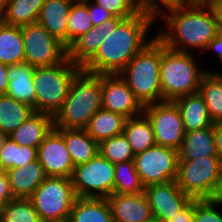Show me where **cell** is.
Wrapping results in <instances>:
<instances>
[{
    "label": "cell",
    "mask_w": 222,
    "mask_h": 222,
    "mask_svg": "<svg viewBox=\"0 0 222 222\" xmlns=\"http://www.w3.org/2000/svg\"><path fill=\"white\" fill-rule=\"evenodd\" d=\"M155 19L143 12L129 18L115 17L95 26L100 30V42L96 53L81 67L83 71L102 75L119 74L148 42V29ZM145 41V42H144Z\"/></svg>",
    "instance_id": "1"
},
{
    "label": "cell",
    "mask_w": 222,
    "mask_h": 222,
    "mask_svg": "<svg viewBox=\"0 0 222 222\" xmlns=\"http://www.w3.org/2000/svg\"><path fill=\"white\" fill-rule=\"evenodd\" d=\"M166 11L168 15L164 13L162 18L170 29L156 37L172 50L189 52V47L205 51L219 31L215 15L209 5L185 4Z\"/></svg>",
    "instance_id": "2"
},
{
    "label": "cell",
    "mask_w": 222,
    "mask_h": 222,
    "mask_svg": "<svg viewBox=\"0 0 222 222\" xmlns=\"http://www.w3.org/2000/svg\"><path fill=\"white\" fill-rule=\"evenodd\" d=\"M102 108L101 75L81 71L73 80L62 108L53 117L56 129H85Z\"/></svg>",
    "instance_id": "3"
},
{
    "label": "cell",
    "mask_w": 222,
    "mask_h": 222,
    "mask_svg": "<svg viewBox=\"0 0 222 222\" xmlns=\"http://www.w3.org/2000/svg\"><path fill=\"white\" fill-rule=\"evenodd\" d=\"M160 65L161 41L155 36L119 73L143 106L162 102Z\"/></svg>",
    "instance_id": "4"
},
{
    "label": "cell",
    "mask_w": 222,
    "mask_h": 222,
    "mask_svg": "<svg viewBox=\"0 0 222 222\" xmlns=\"http://www.w3.org/2000/svg\"><path fill=\"white\" fill-rule=\"evenodd\" d=\"M193 58L189 52L172 50L161 42L162 102L198 92L201 78L207 70H200Z\"/></svg>",
    "instance_id": "5"
},
{
    "label": "cell",
    "mask_w": 222,
    "mask_h": 222,
    "mask_svg": "<svg viewBox=\"0 0 222 222\" xmlns=\"http://www.w3.org/2000/svg\"><path fill=\"white\" fill-rule=\"evenodd\" d=\"M82 68L68 58L53 66L34 67L35 112L53 117L62 108L74 78Z\"/></svg>",
    "instance_id": "6"
},
{
    "label": "cell",
    "mask_w": 222,
    "mask_h": 222,
    "mask_svg": "<svg viewBox=\"0 0 222 222\" xmlns=\"http://www.w3.org/2000/svg\"><path fill=\"white\" fill-rule=\"evenodd\" d=\"M76 198L71 178L47 177L29 199L42 222H65Z\"/></svg>",
    "instance_id": "7"
},
{
    "label": "cell",
    "mask_w": 222,
    "mask_h": 222,
    "mask_svg": "<svg viewBox=\"0 0 222 222\" xmlns=\"http://www.w3.org/2000/svg\"><path fill=\"white\" fill-rule=\"evenodd\" d=\"M221 174L219 157L179 160L176 182L192 199H210Z\"/></svg>",
    "instance_id": "8"
},
{
    "label": "cell",
    "mask_w": 222,
    "mask_h": 222,
    "mask_svg": "<svg viewBox=\"0 0 222 222\" xmlns=\"http://www.w3.org/2000/svg\"><path fill=\"white\" fill-rule=\"evenodd\" d=\"M114 179V164L100 154L76 165L71 175L75 194L79 198H108L114 194Z\"/></svg>",
    "instance_id": "9"
},
{
    "label": "cell",
    "mask_w": 222,
    "mask_h": 222,
    "mask_svg": "<svg viewBox=\"0 0 222 222\" xmlns=\"http://www.w3.org/2000/svg\"><path fill=\"white\" fill-rule=\"evenodd\" d=\"M24 62L33 67L53 66L68 58V48L39 23L21 27Z\"/></svg>",
    "instance_id": "10"
},
{
    "label": "cell",
    "mask_w": 222,
    "mask_h": 222,
    "mask_svg": "<svg viewBox=\"0 0 222 222\" xmlns=\"http://www.w3.org/2000/svg\"><path fill=\"white\" fill-rule=\"evenodd\" d=\"M135 168L144 186L176 181L178 174V151L154 145L134 156Z\"/></svg>",
    "instance_id": "11"
},
{
    "label": "cell",
    "mask_w": 222,
    "mask_h": 222,
    "mask_svg": "<svg viewBox=\"0 0 222 222\" xmlns=\"http://www.w3.org/2000/svg\"><path fill=\"white\" fill-rule=\"evenodd\" d=\"M143 114L150 121L156 145L179 150L185 135L181 113L173 101L144 106Z\"/></svg>",
    "instance_id": "12"
},
{
    "label": "cell",
    "mask_w": 222,
    "mask_h": 222,
    "mask_svg": "<svg viewBox=\"0 0 222 222\" xmlns=\"http://www.w3.org/2000/svg\"><path fill=\"white\" fill-rule=\"evenodd\" d=\"M101 88L103 109L127 119L143 114L144 106L119 74H102Z\"/></svg>",
    "instance_id": "13"
},
{
    "label": "cell",
    "mask_w": 222,
    "mask_h": 222,
    "mask_svg": "<svg viewBox=\"0 0 222 222\" xmlns=\"http://www.w3.org/2000/svg\"><path fill=\"white\" fill-rule=\"evenodd\" d=\"M144 194L148 199L153 220L157 222L168 221L193 200L181 190L176 181L148 185Z\"/></svg>",
    "instance_id": "14"
},
{
    "label": "cell",
    "mask_w": 222,
    "mask_h": 222,
    "mask_svg": "<svg viewBox=\"0 0 222 222\" xmlns=\"http://www.w3.org/2000/svg\"><path fill=\"white\" fill-rule=\"evenodd\" d=\"M37 160L47 177L71 178L74 165L64 138L56 128L53 127L39 145Z\"/></svg>",
    "instance_id": "15"
},
{
    "label": "cell",
    "mask_w": 222,
    "mask_h": 222,
    "mask_svg": "<svg viewBox=\"0 0 222 222\" xmlns=\"http://www.w3.org/2000/svg\"><path fill=\"white\" fill-rule=\"evenodd\" d=\"M113 222H151L153 216L144 192L112 194L107 198Z\"/></svg>",
    "instance_id": "16"
},
{
    "label": "cell",
    "mask_w": 222,
    "mask_h": 222,
    "mask_svg": "<svg viewBox=\"0 0 222 222\" xmlns=\"http://www.w3.org/2000/svg\"><path fill=\"white\" fill-rule=\"evenodd\" d=\"M70 0H44L37 23L67 47L68 17L72 7Z\"/></svg>",
    "instance_id": "17"
},
{
    "label": "cell",
    "mask_w": 222,
    "mask_h": 222,
    "mask_svg": "<svg viewBox=\"0 0 222 222\" xmlns=\"http://www.w3.org/2000/svg\"><path fill=\"white\" fill-rule=\"evenodd\" d=\"M34 67L23 62L8 66V87L6 95L17 101L29 104L35 112Z\"/></svg>",
    "instance_id": "18"
},
{
    "label": "cell",
    "mask_w": 222,
    "mask_h": 222,
    "mask_svg": "<svg viewBox=\"0 0 222 222\" xmlns=\"http://www.w3.org/2000/svg\"><path fill=\"white\" fill-rule=\"evenodd\" d=\"M14 198H30L36 188L47 178L38 160L24 167L6 171Z\"/></svg>",
    "instance_id": "19"
},
{
    "label": "cell",
    "mask_w": 222,
    "mask_h": 222,
    "mask_svg": "<svg viewBox=\"0 0 222 222\" xmlns=\"http://www.w3.org/2000/svg\"><path fill=\"white\" fill-rule=\"evenodd\" d=\"M54 127L53 116L34 112L10 136L20 146L37 148Z\"/></svg>",
    "instance_id": "20"
},
{
    "label": "cell",
    "mask_w": 222,
    "mask_h": 222,
    "mask_svg": "<svg viewBox=\"0 0 222 222\" xmlns=\"http://www.w3.org/2000/svg\"><path fill=\"white\" fill-rule=\"evenodd\" d=\"M173 102L181 113L185 133L214 125L199 92L179 97Z\"/></svg>",
    "instance_id": "21"
},
{
    "label": "cell",
    "mask_w": 222,
    "mask_h": 222,
    "mask_svg": "<svg viewBox=\"0 0 222 222\" xmlns=\"http://www.w3.org/2000/svg\"><path fill=\"white\" fill-rule=\"evenodd\" d=\"M178 155L179 160L218 157L213 125L185 133Z\"/></svg>",
    "instance_id": "22"
},
{
    "label": "cell",
    "mask_w": 222,
    "mask_h": 222,
    "mask_svg": "<svg viewBox=\"0 0 222 222\" xmlns=\"http://www.w3.org/2000/svg\"><path fill=\"white\" fill-rule=\"evenodd\" d=\"M63 136L74 167L86 163L99 154V143L85 129H57Z\"/></svg>",
    "instance_id": "23"
},
{
    "label": "cell",
    "mask_w": 222,
    "mask_h": 222,
    "mask_svg": "<svg viewBox=\"0 0 222 222\" xmlns=\"http://www.w3.org/2000/svg\"><path fill=\"white\" fill-rule=\"evenodd\" d=\"M127 118L101 108L89 120L85 127L87 134L96 142L123 134Z\"/></svg>",
    "instance_id": "24"
},
{
    "label": "cell",
    "mask_w": 222,
    "mask_h": 222,
    "mask_svg": "<svg viewBox=\"0 0 222 222\" xmlns=\"http://www.w3.org/2000/svg\"><path fill=\"white\" fill-rule=\"evenodd\" d=\"M68 222H113L107 198L77 197Z\"/></svg>",
    "instance_id": "25"
},
{
    "label": "cell",
    "mask_w": 222,
    "mask_h": 222,
    "mask_svg": "<svg viewBox=\"0 0 222 222\" xmlns=\"http://www.w3.org/2000/svg\"><path fill=\"white\" fill-rule=\"evenodd\" d=\"M44 0H9L0 12V21L11 26L36 23Z\"/></svg>",
    "instance_id": "26"
},
{
    "label": "cell",
    "mask_w": 222,
    "mask_h": 222,
    "mask_svg": "<svg viewBox=\"0 0 222 222\" xmlns=\"http://www.w3.org/2000/svg\"><path fill=\"white\" fill-rule=\"evenodd\" d=\"M33 113L29 104L6 94L0 95V132L10 136Z\"/></svg>",
    "instance_id": "27"
},
{
    "label": "cell",
    "mask_w": 222,
    "mask_h": 222,
    "mask_svg": "<svg viewBox=\"0 0 222 222\" xmlns=\"http://www.w3.org/2000/svg\"><path fill=\"white\" fill-rule=\"evenodd\" d=\"M0 62L10 66L24 62V41L19 26L0 21Z\"/></svg>",
    "instance_id": "28"
},
{
    "label": "cell",
    "mask_w": 222,
    "mask_h": 222,
    "mask_svg": "<svg viewBox=\"0 0 222 222\" xmlns=\"http://www.w3.org/2000/svg\"><path fill=\"white\" fill-rule=\"evenodd\" d=\"M141 116L127 119L123 130V134L131 145L135 155L156 145L150 121L144 114Z\"/></svg>",
    "instance_id": "29"
},
{
    "label": "cell",
    "mask_w": 222,
    "mask_h": 222,
    "mask_svg": "<svg viewBox=\"0 0 222 222\" xmlns=\"http://www.w3.org/2000/svg\"><path fill=\"white\" fill-rule=\"evenodd\" d=\"M213 122L222 121V73L207 71L198 90Z\"/></svg>",
    "instance_id": "30"
},
{
    "label": "cell",
    "mask_w": 222,
    "mask_h": 222,
    "mask_svg": "<svg viewBox=\"0 0 222 222\" xmlns=\"http://www.w3.org/2000/svg\"><path fill=\"white\" fill-rule=\"evenodd\" d=\"M37 160V148L20 146L9 137L0 151V170L24 167Z\"/></svg>",
    "instance_id": "31"
},
{
    "label": "cell",
    "mask_w": 222,
    "mask_h": 222,
    "mask_svg": "<svg viewBox=\"0 0 222 222\" xmlns=\"http://www.w3.org/2000/svg\"><path fill=\"white\" fill-rule=\"evenodd\" d=\"M114 194H138L144 192L145 186L135 168L134 160L114 165Z\"/></svg>",
    "instance_id": "32"
},
{
    "label": "cell",
    "mask_w": 222,
    "mask_h": 222,
    "mask_svg": "<svg viewBox=\"0 0 222 222\" xmlns=\"http://www.w3.org/2000/svg\"><path fill=\"white\" fill-rule=\"evenodd\" d=\"M101 43L100 30L93 26L68 47V59L82 67L96 53Z\"/></svg>",
    "instance_id": "33"
},
{
    "label": "cell",
    "mask_w": 222,
    "mask_h": 222,
    "mask_svg": "<svg viewBox=\"0 0 222 222\" xmlns=\"http://www.w3.org/2000/svg\"><path fill=\"white\" fill-rule=\"evenodd\" d=\"M0 222H42L29 198H14L0 206Z\"/></svg>",
    "instance_id": "34"
},
{
    "label": "cell",
    "mask_w": 222,
    "mask_h": 222,
    "mask_svg": "<svg viewBox=\"0 0 222 222\" xmlns=\"http://www.w3.org/2000/svg\"><path fill=\"white\" fill-rule=\"evenodd\" d=\"M99 154L114 165L134 159V152L124 134H120L99 143Z\"/></svg>",
    "instance_id": "35"
},
{
    "label": "cell",
    "mask_w": 222,
    "mask_h": 222,
    "mask_svg": "<svg viewBox=\"0 0 222 222\" xmlns=\"http://www.w3.org/2000/svg\"><path fill=\"white\" fill-rule=\"evenodd\" d=\"M93 27L88 7L85 3H73L67 25V48L81 35Z\"/></svg>",
    "instance_id": "36"
},
{
    "label": "cell",
    "mask_w": 222,
    "mask_h": 222,
    "mask_svg": "<svg viewBox=\"0 0 222 222\" xmlns=\"http://www.w3.org/2000/svg\"><path fill=\"white\" fill-rule=\"evenodd\" d=\"M217 206L211 199H194V222H222Z\"/></svg>",
    "instance_id": "37"
},
{
    "label": "cell",
    "mask_w": 222,
    "mask_h": 222,
    "mask_svg": "<svg viewBox=\"0 0 222 222\" xmlns=\"http://www.w3.org/2000/svg\"><path fill=\"white\" fill-rule=\"evenodd\" d=\"M93 2L103 7L113 16L124 19L138 12L127 0H94Z\"/></svg>",
    "instance_id": "38"
},
{
    "label": "cell",
    "mask_w": 222,
    "mask_h": 222,
    "mask_svg": "<svg viewBox=\"0 0 222 222\" xmlns=\"http://www.w3.org/2000/svg\"><path fill=\"white\" fill-rule=\"evenodd\" d=\"M144 0V13L152 16L154 19L161 16L165 9L167 10L184 5V0ZM159 3L162 4V8ZM164 10V11H163Z\"/></svg>",
    "instance_id": "39"
},
{
    "label": "cell",
    "mask_w": 222,
    "mask_h": 222,
    "mask_svg": "<svg viewBox=\"0 0 222 222\" xmlns=\"http://www.w3.org/2000/svg\"><path fill=\"white\" fill-rule=\"evenodd\" d=\"M91 1L86 2L85 4L88 7L89 14L91 16L92 24L93 26H97L105 22L106 20L113 17L111 13H109L107 10H105L100 5H97L96 3L90 4Z\"/></svg>",
    "instance_id": "40"
},
{
    "label": "cell",
    "mask_w": 222,
    "mask_h": 222,
    "mask_svg": "<svg viewBox=\"0 0 222 222\" xmlns=\"http://www.w3.org/2000/svg\"><path fill=\"white\" fill-rule=\"evenodd\" d=\"M14 199L6 171L0 170V206Z\"/></svg>",
    "instance_id": "41"
},
{
    "label": "cell",
    "mask_w": 222,
    "mask_h": 222,
    "mask_svg": "<svg viewBox=\"0 0 222 222\" xmlns=\"http://www.w3.org/2000/svg\"><path fill=\"white\" fill-rule=\"evenodd\" d=\"M166 222H194V199L183 210Z\"/></svg>",
    "instance_id": "42"
},
{
    "label": "cell",
    "mask_w": 222,
    "mask_h": 222,
    "mask_svg": "<svg viewBox=\"0 0 222 222\" xmlns=\"http://www.w3.org/2000/svg\"><path fill=\"white\" fill-rule=\"evenodd\" d=\"M213 129L217 156L222 160V121L214 122Z\"/></svg>",
    "instance_id": "43"
},
{
    "label": "cell",
    "mask_w": 222,
    "mask_h": 222,
    "mask_svg": "<svg viewBox=\"0 0 222 222\" xmlns=\"http://www.w3.org/2000/svg\"><path fill=\"white\" fill-rule=\"evenodd\" d=\"M206 50H215L217 52L218 58L222 62V31L217 32L216 37L209 42Z\"/></svg>",
    "instance_id": "44"
},
{
    "label": "cell",
    "mask_w": 222,
    "mask_h": 222,
    "mask_svg": "<svg viewBox=\"0 0 222 222\" xmlns=\"http://www.w3.org/2000/svg\"><path fill=\"white\" fill-rule=\"evenodd\" d=\"M209 6L215 15L218 30L222 31V0H214Z\"/></svg>",
    "instance_id": "45"
},
{
    "label": "cell",
    "mask_w": 222,
    "mask_h": 222,
    "mask_svg": "<svg viewBox=\"0 0 222 222\" xmlns=\"http://www.w3.org/2000/svg\"><path fill=\"white\" fill-rule=\"evenodd\" d=\"M7 70L8 66L0 62V95L6 94L8 87Z\"/></svg>",
    "instance_id": "46"
},
{
    "label": "cell",
    "mask_w": 222,
    "mask_h": 222,
    "mask_svg": "<svg viewBox=\"0 0 222 222\" xmlns=\"http://www.w3.org/2000/svg\"><path fill=\"white\" fill-rule=\"evenodd\" d=\"M210 199L214 202L217 203L219 206L222 205V174L220 179L217 182V186L215 188L214 193L210 197Z\"/></svg>",
    "instance_id": "47"
},
{
    "label": "cell",
    "mask_w": 222,
    "mask_h": 222,
    "mask_svg": "<svg viewBox=\"0 0 222 222\" xmlns=\"http://www.w3.org/2000/svg\"><path fill=\"white\" fill-rule=\"evenodd\" d=\"M214 0H184V5H210Z\"/></svg>",
    "instance_id": "48"
},
{
    "label": "cell",
    "mask_w": 222,
    "mask_h": 222,
    "mask_svg": "<svg viewBox=\"0 0 222 222\" xmlns=\"http://www.w3.org/2000/svg\"><path fill=\"white\" fill-rule=\"evenodd\" d=\"M138 12L144 13V0H127Z\"/></svg>",
    "instance_id": "49"
},
{
    "label": "cell",
    "mask_w": 222,
    "mask_h": 222,
    "mask_svg": "<svg viewBox=\"0 0 222 222\" xmlns=\"http://www.w3.org/2000/svg\"><path fill=\"white\" fill-rule=\"evenodd\" d=\"M8 137H9L8 135L0 132V151H1L3 145H4V143H5V141L7 140Z\"/></svg>",
    "instance_id": "50"
},
{
    "label": "cell",
    "mask_w": 222,
    "mask_h": 222,
    "mask_svg": "<svg viewBox=\"0 0 222 222\" xmlns=\"http://www.w3.org/2000/svg\"><path fill=\"white\" fill-rule=\"evenodd\" d=\"M9 0H0V12L6 7Z\"/></svg>",
    "instance_id": "51"
},
{
    "label": "cell",
    "mask_w": 222,
    "mask_h": 222,
    "mask_svg": "<svg viewBox=\"0 0 222 222\" xmlns=\"http://www.w3.org/2000/svg\"><path fill=\"white\" fill-rule=\"evenodd\" d=\"M72 3H86L89 2L91 0H70Z\"/></svg>",
    "instance_id": "52"
}]
</instances>
